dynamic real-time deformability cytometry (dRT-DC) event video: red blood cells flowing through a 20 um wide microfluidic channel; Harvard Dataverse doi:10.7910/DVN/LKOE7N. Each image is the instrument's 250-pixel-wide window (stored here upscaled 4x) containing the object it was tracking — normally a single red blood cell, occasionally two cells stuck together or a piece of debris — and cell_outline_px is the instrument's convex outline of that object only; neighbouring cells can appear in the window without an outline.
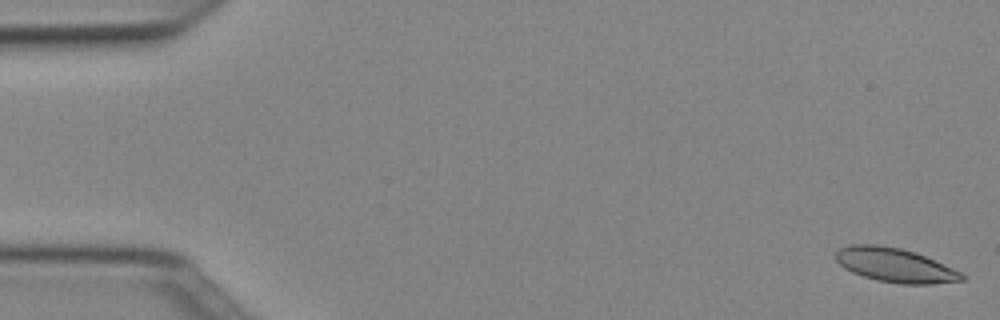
{"species": "Egyptian fruit bat (a non-hibernating species)", "species_latin": "Rousettus aegyptiacus", "temperature_condition": "cold", "stored_images_in_passage": 10, "camera_frame_rate_fps": 3000, "um_per_image_px": 0.085, "animal": {"sex": "female"}, "frame": {"image": 1, "passage_image": 1, "time_ms": 0.0, "image_size_px": [1000, 320], "cell_outline_px": [[968, 280], [932, 284], [900, 284], [876, 280], [852, 272], [844, 268], [832, 256], [840, 248], [852, 244], [880, 244], [900, 248], [916, 252], [952, 268], [968, 276]], "centroid_in_image_um": [76.09, 22.54], "position_along_channel_um": 8.9, "area_um2": 25.32}}